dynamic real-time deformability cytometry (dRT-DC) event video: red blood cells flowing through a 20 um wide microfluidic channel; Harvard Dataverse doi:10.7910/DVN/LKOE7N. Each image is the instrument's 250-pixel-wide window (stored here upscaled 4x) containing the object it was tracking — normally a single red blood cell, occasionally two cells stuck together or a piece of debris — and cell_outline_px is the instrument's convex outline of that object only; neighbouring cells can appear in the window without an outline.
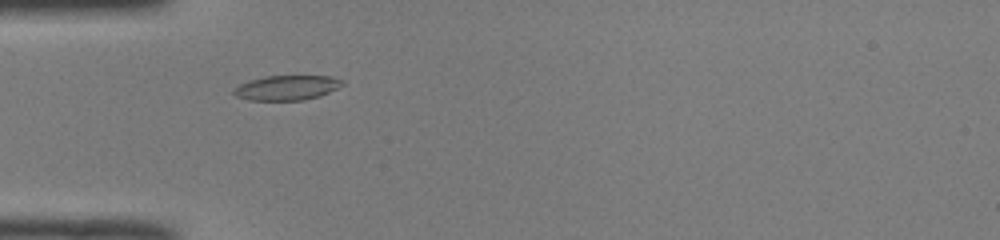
{"species": "common noctule bat (a hibernating species)", "species_latin": "Nyctalus noctula", "temperature_condition": "room temperature", "stored_images_in_passage": 42, "camera_frame_rate_fps": 3000, "um_per_image_px": 0.085, "animal": {"sex": "male", "body_mass_g": 19.0, "forearm_length_mm": 50.8}, "frame": {"image": 1, "passage_image": 8, "time_ms": 2.333, "image_size_px": [1000, 240], "cell_outline_px": [[344, 84], [320, 96], [304, 100], [248, 100], [236, 96], [232, 92], [232, 88], [248, 80], [264, 76], [332, 76], [344, 80]], "centroid_in_image_um": [24.35, 7.45], "position_along_channel_um": 60.7, "area_um2": 15.78}}
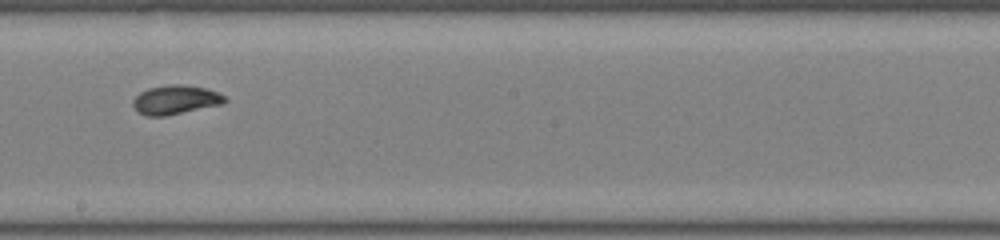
{"frame": {"image": 2, "passage_image": 21, "time_ms": 6.667, "image_size_px": [1000, 240], "cell_outline_px": [[228, 100], [224, 104], [164, 116], [148, 116], [140, 112], [132, 104], [132, 100], [140, 92], [148, 88], [168, 84], [184, 84], [204, 88], [216, 92], [224, 96]], "centroid_in_image_um": [14.93, 8.47], "position_along_channel_um": 233.3, "area_um2": 15.49}}
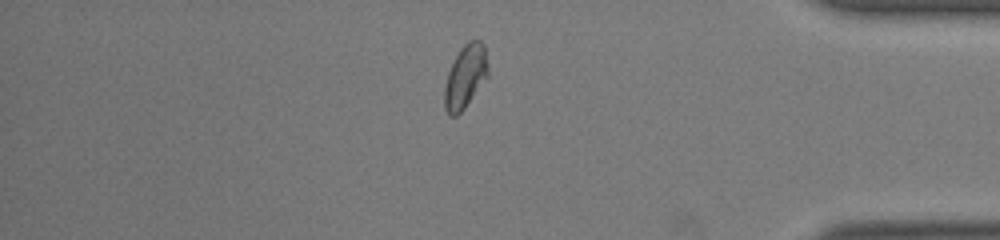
{"frame": {"image": 3, "passage_image": 35, "time_ms": 11.333, "image_size_px": [1000, 240], "cell_outline_px": [[488, 76], [464, 108], [456, 116], [448, 116], [444, 108], [444, 88], [448, 72], [460, 48], [468, 40], [480, 40], [484, 44], [488, 68]], "centroid_in_image_um": [39.54, 6.51], "position_along_channel_um": 395.7, "area_um2": 16.01}, "authors_computed_cell_mechanics": {"area_um2": 15.5482, "velocity_mm_per_s": 4.0589, "shape_relaxation_time_tau1_ms": 3.3002, "shape_relaxation_time_tau2_ms": 2.6058, "deformation_change_tau1": 0.0967, "deformation_change_tau2": 0.065}}